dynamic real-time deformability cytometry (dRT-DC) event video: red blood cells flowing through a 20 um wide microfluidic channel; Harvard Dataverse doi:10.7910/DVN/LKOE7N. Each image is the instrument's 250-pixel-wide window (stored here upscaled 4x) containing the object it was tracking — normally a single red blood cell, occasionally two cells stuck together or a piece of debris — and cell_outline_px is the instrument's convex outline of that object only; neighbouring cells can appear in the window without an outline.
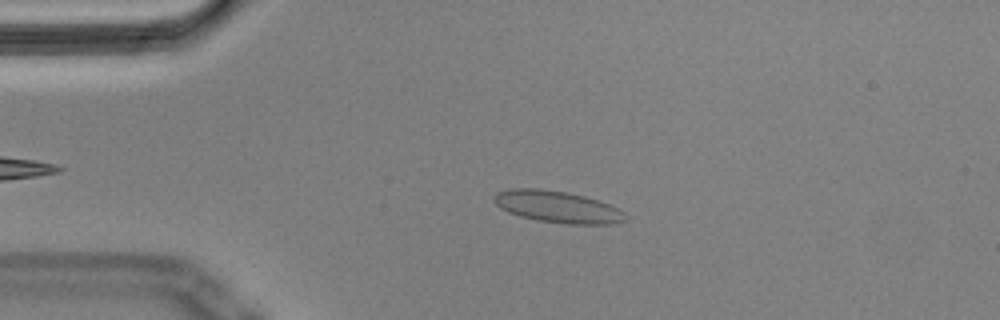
{"species": "Egyptian fruit bat (a non-hibernating species)", "species_latin": "Rousettus aegyptiacus", "temperature_condition": "cold", "stored_images_in_passage": 44, "camera_frame_rate_fps": 3000, "um_per_image_px": 0.085, "animal": {"sex": "male"}, "frame": {"image": 1, "passage_image": 11, "time_ms": 3.333, "image_size_px": [1000, 320], "cell_outline_px": [[628, 220], [612, 224], [568, 224], [536, 220], [520, 216], [508, 212], [500, 208], [492, 200], [492, 196], [496, 192], [512, 188], [540, 188], [568, 192], [584, 196], [608, 204], [624, 212]], "centroid_in_image_um": [47.34, 17.57], "position_along_channel_um": 37.7, "area_um2": 24.45}}
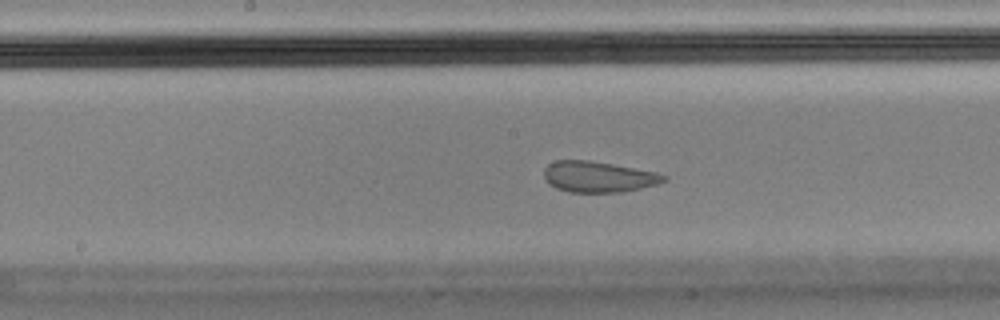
{"frame": {"image": 2, "passage_image": 27, "time_ms": 8.667, "image_size_px": [1000, 320], "cell_outline_px": [[668, 180], [656, 184], [640, 188], [620, 192], [568, 192], [556, 188], [548, 184], [544, 176], [544, 168], [548, 164], [556, 160], [588, 160], [612, 164], [656, 172], [668, 176]], "centroid_in_image_um": [50.84, 15.03], "position_along_channel_um": 197.4, "area_um2": 21.56}}
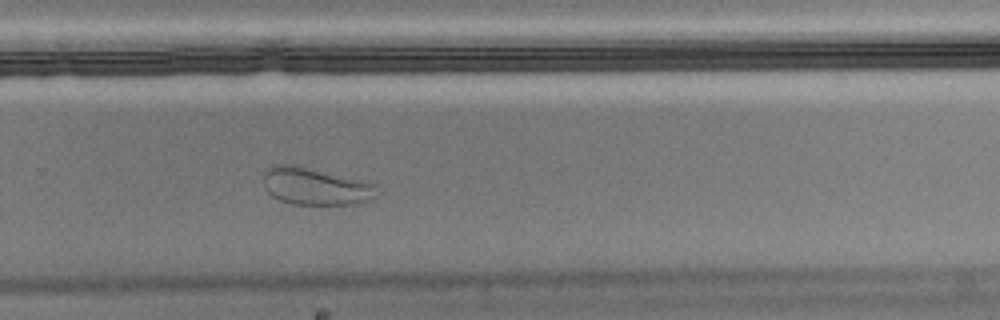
{"frame": {"image": 3, "passage_image": 36, "time_ms": 11.667, "image_size_px": [1000, 320], "cell_outline_px": [[380, 192], [376, 196], [368, 200], [352, 204], [292, 204], [280, 200], [272, 196], [264, 188], [264, 172], [268, 168], [276, 164], [296, 164], [376, 184]], "centroid_in_image_um": [26.81, 15.83], "position_along_channel_um": 303.0, "area_um2": 24.68}}